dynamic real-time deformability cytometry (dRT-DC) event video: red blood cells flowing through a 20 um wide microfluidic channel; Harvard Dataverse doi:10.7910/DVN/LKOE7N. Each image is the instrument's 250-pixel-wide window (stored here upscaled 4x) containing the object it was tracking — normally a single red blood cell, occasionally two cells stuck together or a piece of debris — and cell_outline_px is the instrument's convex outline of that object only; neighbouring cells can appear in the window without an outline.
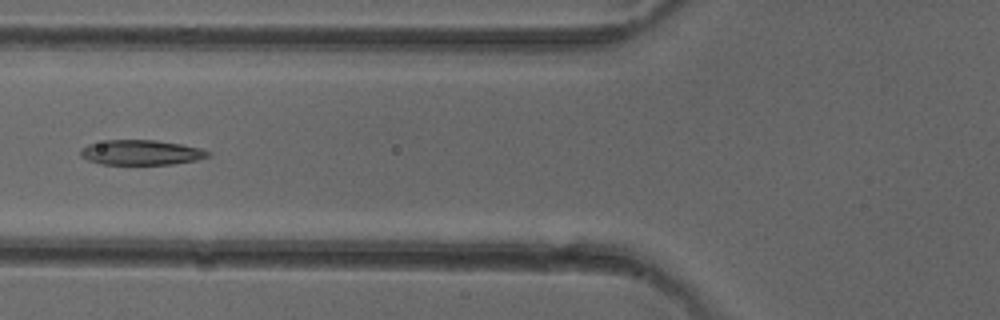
{"species": "common noctule bat (a hibernating species)", "species_latin": "Nyctalus noctula", "temperature_condition": "cold", "stored_images_in_passage": 3, "camera_frame_rate_fps": 3000, "um_per_image_px": 0.085, "animal": {"sex": "female"}, "frame": {"image": 1, "passage_image": 3, "time_ms": 2.333, "image_size_px": [1000, 320], "cell_outline_px": [[212, 152], [208, 156], [196, 160], [172, 164], [100, 164], [88, 160], [80, 156], [80, 148], [88, 144], [108, 140], [156, 140], [180, 144], [200, 148]], "centroid_in_image_um": [11.97, 12.96], "position_along_channel_um": 113.8, "area_um2": 18.5}}